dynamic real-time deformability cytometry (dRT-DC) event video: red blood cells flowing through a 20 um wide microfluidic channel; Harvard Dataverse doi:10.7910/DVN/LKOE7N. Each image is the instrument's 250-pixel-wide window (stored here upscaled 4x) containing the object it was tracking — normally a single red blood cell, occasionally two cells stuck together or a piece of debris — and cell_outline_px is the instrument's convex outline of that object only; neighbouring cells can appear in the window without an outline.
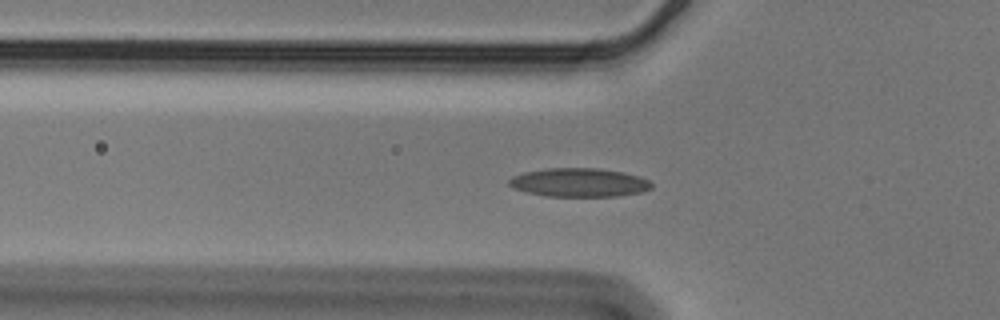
{"species": "Egyptian fruit bat (a non-hibernating species)", "species_latin": "Rousettus aegyptiacus", "temperature_condition": "cold", "stored_images_in_passage": 57, "camera_frame_rate_fps": 3000, "um_per_image_px": 0.085, "animal": {"sex": "male"}, "frame": {"image": 1, "passage_image": 19, "time_ms": 6.0, "image_size_px": [1000, 320], "cell_outline_px": [[652, 188], [640, 192], [616, 196], [544, 196], [512, 188], [508, 184], [508, 180], [512, 176], [524, 172], [548, 168], [600, 168], [624, 172], [640, 176], [648, 180], [652, 184]], "centroid_in_image_um": [49.21, 15.5], "position_along_channel_um": 76.6, "area_um2": 23.87}}
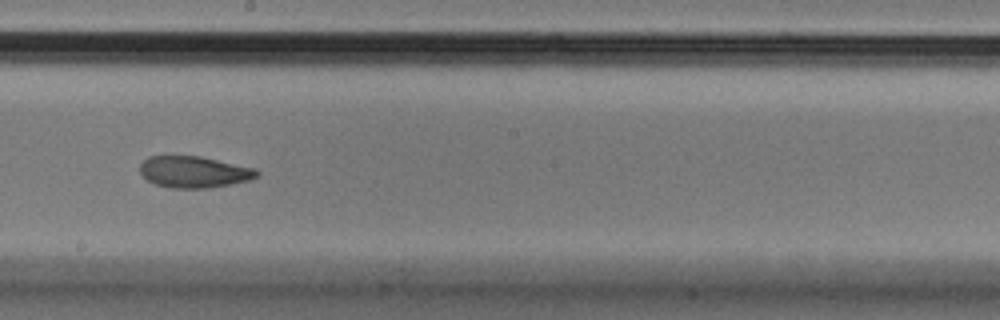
{"frame": {"image": 2, "passage_image": 32, "time_ms": 10.333, "image_size_px": [1000, 320], "cell_outline_px": [[260, 172], [256, 176], [248, 180], [232, 184], [208, 188], [172, 188], [156, 184], [148, 180], [140, 172], [140, 164], [148, 156], [200, 156], [256, 168]], "centroid_in_image_um": [16.5, 14.61], "position_along_channel_um": 231.7, "area_um2": 21.39}}
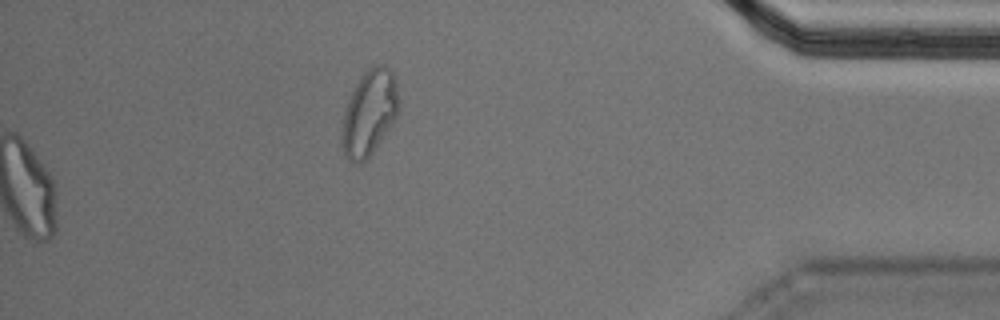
{"frame": {"image": 3, "passage_image": 57, "time_ms": 18.667, "image_size_px": [1000, 320], "cell_outline_px": [[400, 104], [396, 116], [392, 124], [372, 152], [360, 164], [356, 164], [348, 160], [344, 152], [344, 108], [356, 84], [364, 72], [372, 64], [384, 64], [392, 72], [396, 80], [400, 100]], "centroid_in_image_um": [31.44, 9.52], "position_along_channel_um": 403.8, "area_um2": 27.86}, "authors_computed_cell_mechanics": {"area_um2": 22.1952, "velocity_mm_per_s": 3.5565, "shape_relaxation_time_tau1_ms": 7.7103, "shape_relaxation_time_tau2_ms": 3.2503, "deformation_change_tau1": 0.1754, "deformation_change_tau2": 0.0931}}